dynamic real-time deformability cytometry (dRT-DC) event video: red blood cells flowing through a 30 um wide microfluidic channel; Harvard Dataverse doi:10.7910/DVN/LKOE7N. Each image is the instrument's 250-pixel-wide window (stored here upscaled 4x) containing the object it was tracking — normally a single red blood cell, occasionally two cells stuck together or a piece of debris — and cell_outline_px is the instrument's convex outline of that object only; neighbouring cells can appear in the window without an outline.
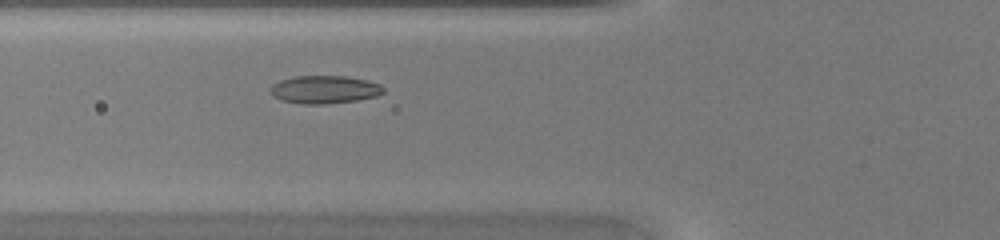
{"species": "common noctule bat (a hibernating species)", "species_latin": "Nyctalus noctula", "temperature_condition": "warm", "stored_images_in_passage": 38, "camera_frame_rate_fps": 3000, "um_per_image_px": 0.085, "animal": {"sex": "female", "body_mass_g": 20.0, "forearm_length_mm": 54.0}, "frame": {"image": 1, "passage_image": 9, "time_ms": 2.667, "image_size_px": [1000, 240], "cell_outline_px": [[384, 92], [376, 96], [356, 100], [324, 104], [300, 104], [280, 100], [272, 96], [268, 92], [268, 88], [272, 84], [280, 80], [296, 76], [344, 76], [368, 80], [380, 84], [384, 88]], "centroid_in_image_um": [27.52, 7.61], "position_along_channel_um": 98.3, "area_um2": 18.61}}
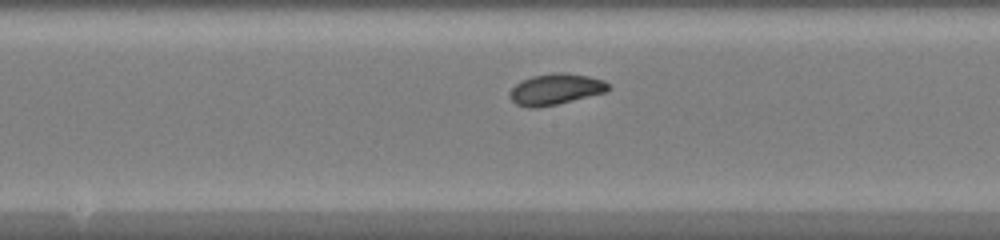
{"frame": {"image": 2, "passage_image": 16, "time_ms": 5.0, "image_size_px": [1000, 240], "cell_outline_px": [[608, 92], [556, 104], [536, 108], [528, 108], [516, 104], [512, 100], [512, 88], [516, 84], [532, 76], [556, 72], [564, 72], [588, 76], [604, 80], [608, 84]], "centroid_in_image_um": [47.26, 7.58], "position_along_channel_um": 200.9, "area_um2": 17.57}}
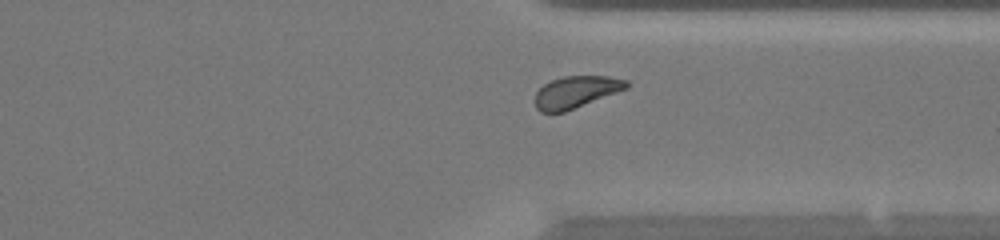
{"frame": {"image": 3, "passage_image": 27, "time_ms": 8.667, "image_size_px": [1000, 240], "cell_outline_px": [[628, 88], [564, 112], [540, 112], [536, 108], [536, 92], [544, 84], [552, 80], [564, 76], [608, 76], [628, 80]], "centroid_in_image_um": [48.97, 7.81], "position_along_channel_um": 362.4, "area_um2": 16.82}}